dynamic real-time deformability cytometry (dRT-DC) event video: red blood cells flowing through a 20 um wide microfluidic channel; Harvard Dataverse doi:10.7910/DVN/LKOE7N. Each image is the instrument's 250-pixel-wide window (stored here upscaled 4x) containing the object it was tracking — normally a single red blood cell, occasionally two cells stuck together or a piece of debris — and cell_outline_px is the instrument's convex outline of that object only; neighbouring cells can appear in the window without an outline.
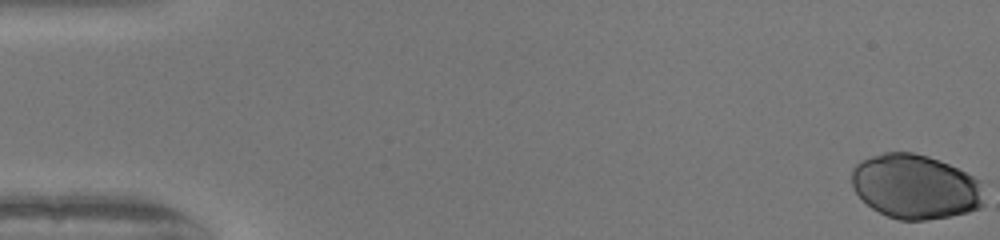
{"species": "human", "species_latin": "Homo sapiens", "temperature_condition": "warm", "stored_images_in_passage": 46, "camera_frame_rate_fps": 3000, "um_per_image_px": 0.085, "donor": {"sex": "female"}, "frame": {"image": 1, "passage_image": 1, "time_ms": 0.0, "image_size_px": [1000, 240], "cell_outline_px": [[984, 204], [980, 208], [968, 212], [948, 216], [924, 220], [900, 220], [888, 216], [872, 208], [856, 192], [852, 184], [852, 168], [860, 160], [884, 152], [912, 152], [928, 156], [948, 164], [980, 180], [984, 184]], "centroid_in_image_um": [77.83, 15.86], "position_along_channel_um": 7.2, "area_um2": 49.77}}
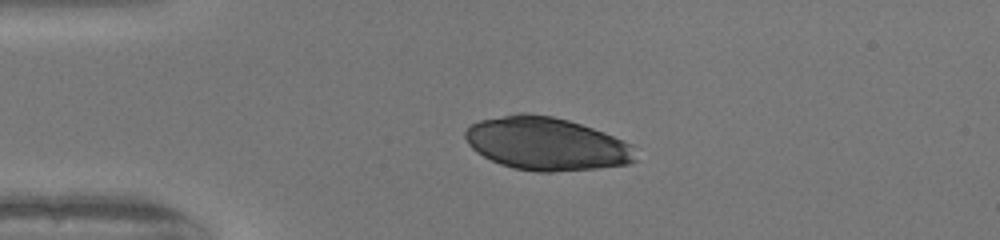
{"frame": {"image": 2, "passage_image": 13, "time_ms": 4.0, "image_size_px": [1000, 240], "cell_outline_px": [[636, 160], [628, 164], [596, 168], [552, 172], [536, 172], [512, 168], [500, 164], [476, 152], [468, 144], [464, 136], [464, 132], [472, 124], [480, 120], [520, 112], [524, 112], [552, 116], [568, 120], [604, 132], [632, 144]], "centroid_in_image_um": [46.42, 12.22], "position_along_channel_um": 38.6, "area_um2": 52.54}}